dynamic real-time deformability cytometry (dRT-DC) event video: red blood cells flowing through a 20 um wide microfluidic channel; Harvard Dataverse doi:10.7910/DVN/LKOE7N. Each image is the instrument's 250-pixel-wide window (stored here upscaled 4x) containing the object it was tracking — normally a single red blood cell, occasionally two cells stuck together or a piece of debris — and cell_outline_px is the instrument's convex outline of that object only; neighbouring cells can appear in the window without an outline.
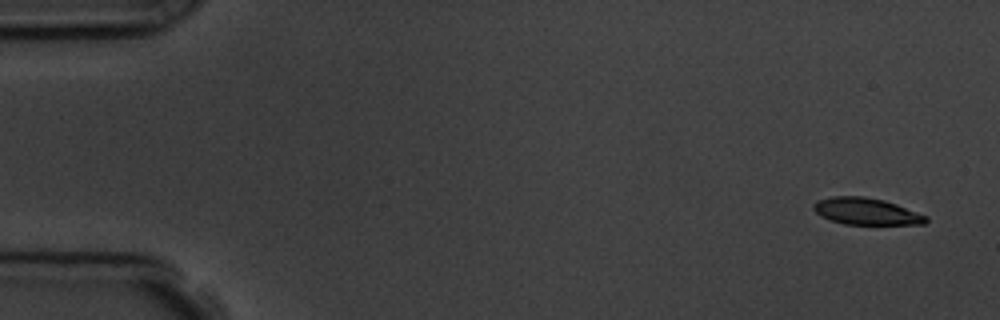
{"species": "common noctule bat (a hibernating species)", "species_latin": "Nyctalus noctula", "temperature_condition": "room temperature", "stored_images_in_passage": 5, "camera_frame_rate_fps": 3000, "um_per_image_px": 0.085, "animal": {"sex": "male", "body_mass_g": 19.5, "forearm_length_mm": 54.6}, "frame": {"image": 1, "passage_image": 1, "time_ms": 0.0, "image_size_px": [1000, 320], "cell_outline_px": [[928, 220], [924, 224], [844, 224], [820, 216], [812, 208], [812, 204], [816, 200], [832, 196], [864, 196], [884, 200], [896, 204], [928, 216]], "centroid_in_image_um": [73.6, 17.95], "position_along_channel_um": 11.4, "area_um2": 17.57}}
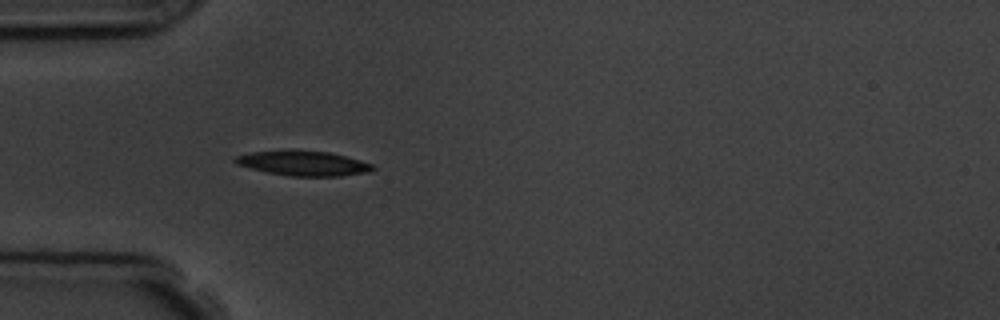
{"frame": {"image": 2, "passage_image": 5, "time_ms": 4.667, "image_size_px": [1000, 320], "cell_outline_px": [[376, 168], [368, 172], [340, 176], [288, 176], [268, 172], [236, 164], [232, 160], [236, 156], [252, 152], [328, 152], [360, 160], [372, 164]], "centroid_in_image_um": [25.81, 13.91], "position_along_channel_um": 59.2, "area_um2": 19.07}}